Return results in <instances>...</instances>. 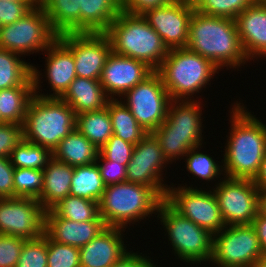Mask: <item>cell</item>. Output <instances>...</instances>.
Here are the masks:
<instances>
[{
    "instance_id": "1",
    "label": "cell",
    "mask_w": 266,
    "mask_h": 267,
    "mask_svg": "<svg viewBox=\"0 0 266 267\" xmlns=\"http://www.w3.org/2000/svg\"><path fill=\"white\" fill-rule=\"evenodd\" d=\"M80 7L111 40L112 51L146 63L156 71L169 49L143 16L117 8L110 0H81Z\"/></svg>"
},
{
    "instance_id": "2",
    "label": "cell",
    "mask_w": 266,
    "mask_h": 267,
    "mask_svg": "<svg viewBox=\"0 0 266 267\" xmlns=\"http://www.w3.org/2000/svg\"><path fill=\"white\" fill-rule=\"evenodd\" d=\"M81 0H42L24 17L0 27V48L19 55L44 52Z\"/></svg>"
},
{
    "instance_id": "3",
    "label": "cell",
    "mask_w": 266,
    "mask_h": 267,
    "mask_svg": "<svg viewBox=\"0 0 266 267\" xmlns=\"http://www.w3.org/2000/svg\"><path fill=\"white\" fill-rule=\"evenodd\" d=\"M231 107V129L221 151L224 176L254 180L266 153V124L238 101Z\"/></svg>"
},
{
    "instance_id": "4",
    "label": "cell",
    "mask_w": 266,
    "mask_h": 267,
    "mask_svg": "<svg viewBox=\"0 0 266 267\" xmlns=\"http://www.w3.org/2000/svg\"><path fill=\"white\" fill-rule=\"evenodd\" d=\"M186 48L209 59L219 70L238 68L249 60L244 53L236 22L194 10L189 22Z\"/></svg>"
},
{
    "instance_id": "5",
    "label": "cell",
    "mask_w": 266,
    "mask_h": 267,
    "mask_svg": "<svg viewBox=\"0 0 266 267\" xmlns=\"http://www.w3.org/2000/svg\"><path fill=\"white\" fill-rule=\"evenodd\" d=\"M58 39L73 53L77 77L100 80L111 40L81 7L62 25Z\"/></svg>"
},
{
    "instance_id": "6",
    "label": "cell",
    "mask_w": 266,
    "mask_h": 267,
    "mask_svg": "<svg viewBox=\"0 0 266 267\" xmlns=\"http://www.w3.org/2000/svg\"><path fill=\"white\" fill-rule=\"evenodd\" d=\"M164 200L154 188L143 184L132 182L111 184L106 186L98 202L99 215L107 227L126 229L128 224L130 227L139 220L150 218L152 214L157 215L159 206Z\"/></svg>"
},
{
    "instance_id": "7",
    "label": "cell",
    "mask_w": 266,
    "mask_h": 267,
    "mask_svg": "<svg viewBox=\"0 0 266 267\" xmlns=\"http://www.w3.org/2000/svg\"><path fill=\"white\" fill-rule=\"evenodd\" d=\"M194 98L172 100L165 121L152 132L171 164L176 159H184L192 148L203 143V106L200 100Z\"/></svg>"
},
{
    "instance_id": "8",
    "label": "cell",
    "mask_w": 266,
    "mask_h": 267,
    "mask_svg": "<svg viewBox=\"0 0 266 267\" xmlns=\"http://www.w3.org/2000/svg\"><path fill=\"white\" fill-rule=\"evenodd\" d=\"M76 129L74 110L60 98L33 95L22 125L23 139L51 152Z\"/></svg>"
},
{
    "instance_id": "9",
    "label": "cell",
    "mask_w": 266,
    "mask_h": 267,
    "mask_svg": "<svg viewBox=\"0 0 266 267\" xmlns=\"http://www.w3.org/2000/svg\"><path fill=\"white\" fill-rule=\"evenodd\" d=\"M218 71L209 59L188 48L169 49L156 70L172 100H192L193 95L206 88Z\"/></svg>"
},
{
    "instance_id": "10",
    "label": "cell",
    "mask_w": 266,
    "mask_h": 267,
    "mask_svg": "<svg viewBox=\"0 0 266 267\" xmlns=\"http://www.w3.org/2000/svg\"><path fill=\"white\" fill-rule=\"evenodd\" d=\"M157 218L167 231L165 236L168 234V242L178 259L193 265L210 264L213 234L181 216L165 200L159 206Z\"/></svg>"
},
{
    "instance_id": "11",
    "label": "cell",
    "mask_w": 266,
    "mask_h": 267,
    "mask_svg": "<svg viewBox=\"0 0 266 267\" xmlns=\"http://www.w3.org/2000/svg\"><path fill=\"white\" fill-rule=\"evenodd\" d=\"M262 257L260 242L251 224L225 226L213 235L211 265L253 267Z\"/></svg>"
},
{
    "instance_id": "12",
    "label": "cell",
    "mask_w": 266,
    "mask_h": 267,
    "mask_svg": "<svg viewBox=\"0 0 266 267\" xmlns=\"http://www.w3.org/2000/svg\"><path fill=\"white\" fill-rule=\"evenodd\" d=\"M171 185L168 187L165 201L181 216L207 229L213 235L226 226L213 190L206 191L201 187L199 190L198 187H192L193 185Z\"/></svg>"
},
{
    "instance_id": "13",
    "label": "cell",
    "mask_w": 266,
    "mask_h": 267,
    "mask_svg": "<svg viewBox=\"0 0 266 267\" xmlns=\"http://www.w3.org/2000/svg\"><path fill=\"white\" fill-rule=\"evenodd\" d=\"M123 96L120 98L125 99L122 102L148 133H152L165 121L172 101L156 71Z\"/></svg>"
},
{
    "instance_id": "14",
    "label": "cell",
    "mask_w": 266,
    "mask_h": 267,
    "mask_svg": "<svg viewBox=\"0 0 266 267\" xmlns=\"http://www.w3.org/2000/svg\"><path fill=\"white\" fill-rule=\"evenodd\" d=\"M224 178V179H223ZM211 189L226 226L251 224L258 214L259 189L253 179L223 177Z\"/></svg>"
},
{
    "instance_id": "15",
    "label": "cell",
    "mask_w": 266,
    "mask_h": 267,
    "mask_svg": "<svg viewBox=\"0 0 266 267\" xmlns=\"http://www.w3.org/2000/svg\"><path fill=\"white\" fill-rule=\"evenodd\" d=\"M46 209L30 197L0 198V234L34 240L45 233Z\"/></svg>"
},
{
    "instance_id": "16",
    "label": "cell",
    "mask_w": 266,
    "mask_h": 267,
    "mask_svg": "<svg viewBox=\"0 0 266 267\" xmlns=\"http://www.w3.org/2000/svg\"><path fill=\"white\" fill-rule=\"evenodd\" d=\"M168 164L170 163L163 155L159 141L149 133L134 146L132 158L127 165L126 182L154 188L165 199L170 185L164 182L163 169Z\"/></svg>"
},
{
    "instance_id": "17",
    "label": "cell",
    "mask_w": 266,
    "mask_h": 267,
    "mask_svg": "<svg viewBox=\"0 0 266 267\" xmlns=\"http://www.w3.org/2000/svg\"><path fill=\"white\" fill-rule=\"evenodd\" d=\"M194 10L191 0H176L147 11L142 16L160 35L168 49L186 48L189 22Z\"/></svg>"
},
{
    "instance_id": "18",
    "label": "cell",
    "mask_w": 266,
    "mask_h": 267,
    "mask_svg": "<svg viewBox=\"0 0 266 267\" xmlns=\"http://www.w3.org/2000/svg\"><path fill=\"white\" fill-rule=\"evenodd\" d=\"M44 52V55H47L44 75L53 93L47 92L46 95L40 93L39 89L42 87L40 81L43 76L41 74L43 73L32 65L34 94L43 98H60L77 77L73 53L58 38Z\"/></svg>"
},
{
    "instance_id": "19",
    "label": "cell",
    "mask_w": 266,
    "mask_h": 267,
    "mask_svg": "<svg viewBox=\"0 0 266 267\" xmlns=\"http://www.w3.org/2000/svg\"><path fill=\"white\" fill-rule=\"evenodd\" d=\"M153 72L146 63L112 51L107 57L99 81L110 99H119Z\"/></svg>"
},
{
    "instance_id": "20",
    "label": "cell",
    "mask_w": 266,
    "mask_h": 267,
    "mask_svg": "<svg viewBox=\"0 0 266 267\" xmlns=\"http://www.w3.org/2000/svg\"><path fill=\"white\" fill-rule=\"evenodd\" d=\"M239 38L249 62L266 59V1L256 0L235 18Z\"/></svg>"
},
{
    "instance_id": "21",
    "label": "cell",
    "mask_w": 266,
    "mask_h": 267,
    "mask_svg": "<svg viewBox=\"0 0 266 267\" xmlns=\"http://www.w3.org/2000/svg\"><path fill=\"white\" fill-rule=\"evenodd\" d=\"M106 227L104 220L76 222L59 217L52 209L45 212V233L53 241L77 248L88 244Z\"/></svg>"
},
{
    "instance_id": "22",
    "label": "cell",
    "mask_w": 266,
    "mask_h": 267,
    "mask_svg": "<svg viewBox=\"0 0 266 267\" xmlns=\"http://www.w3.org/2000/svg\"><path fill=\"white\" fill-rule=\"evenodd\" d=\"M120 227H106L97 237L79 248L81 267H111L126 252Z\"/></svg>"
},
{
    "instance_id": "23",
    "label": "cell",
    "mask_w": 266,
    "mask_h": 267,
    "mask_svg": "<svg viewBox=\"0 0 266 267\" xmlns=\"http://www.w3.org/2000/svg\"><path fill=\"white\" fill-rule=\"evenodd\" d=\"M60 99L66 102L76 115L101 110L110 100L99 80L83 77H76Z\"/></svg>"
},
{
    "instance_id": "24",
    "label": "cell",
    "mask_w": 266,
    "mask_h": 267,
    "mask_svg": "<svg viewBox=\"0 0 266 267\" xmlns=\"http://www.w3.org/2000/svg\"><path fill=\"white\" fill-rule=\"evenodd\" d=\"M73 172V166L55 160L53 157L49 160L43 169V188L37 199L46 210L70 195Z\"/></svg>"
},
{
    "instance_id": "25",
    "label": "cell",
    "mask_w": 266,
    "mask_h": 267,
    "mask_svg": "<svg viewBox=\"0 0 266 267\" xmlns=\"http://www.w3.org/2000/svg\"><path fill=\"white\" fill-rule=\"evenodd\" d=\"M99 152L94 144L75 129L60 141L53 150L52 157L75 167L95 163Z\"/></svg>"
},
{
    "instance_id": "26",
    "label": "cell",
    "mask_w": 266,
    "mask_h": 267,
    "mask_svg": "<svg viewBox=\"0 0 266 267\" xmlns=\"http://www.w3.org/2000/svg\"><path fill=\"white\" fill-rule=\"evenodd\" d=\"M34 85H20L0 90V122L23 125Z\"/></svg>"
},
{
    "instance_id": "27",
    "label": "cell",
    "mask_w": 266,
    "mask_h": 267,
    "mask_svg": "<svg viewBox=\"0 0 266 267\" xmlns=\"http://www.w3.org/2000/svg\"><path fill=\"white\" fill-rule=\"evenodd\" d=\"M108 113L112 123L113 135L136 145L148 133L135 119L129 108L118 99H110L107 103Z\"/></svg>"
},
{
    "instance_id": "28",
    "label": "cell",
    "mask_w": 266,
    "mask_h": 267,
    "mask_svg": "<svg viewBox=\"0 0 266 267\" xmlns=\"http://www.w3.org/2000/svg\"><path fill=\"white\" fill-rule=\"evenodd\" d=\"M76 129L100 150L113 135L107 107L76 115Z\"/></svg>"
},
{
    "instance_id": "29",
    "label": "cell",
    "mask_w": 266,
    "mask_h": 267,
    "mask_svg": "<svg viewBox=\"0 0 266 267\" xmlns=\"http://www.w3.org/2000/svg\"><path fill=\"white\" fill-rule=\"evenodd\" d=\"M21 55L0 48V90L20 85H34L32 64Z\"/></svg>"
},
{
    "instance_id": "30",
    "label": "cell",
    "mask_w": 266,
    "mask_h": 267,
    "mask_svg": "<svg viewBox=\"0 0 266 267\" xmlns=\"http://www.w3.org/2000/svg\"><path fill=\"white\" fill-rule=\"evenodd\" d=\"M105 188L96 162L74 167L70 195L99 202Z\"/></svg>"
},
{
    "instance_id": "31",
    "label": "cell",
    "mask_w": 266,
    "mask_h": 267,
    "mask_svg": "<svg viewBox=\"0 0 266 267\" xmlns=\"http://www.w3.org/2000/svg\"><path fill=\"white\" fill-rule=\"evenodd\" d=\"M59 217L71 221L103 220L99 215L97 201L88 200L72 195L61 199L51 208Z\"/></svg>"
},
{
    "instance_id": "32",
    "label": "cell",
    "mask_w": 266,
    "mask_h": 267,
    "mask_svg": "<svg viewBox=\"0 0 266 267\" xmlns=\"http://www.w3.org/2000/svg\"><path fill=\"white\" fill-rule=\"evenodd\" d=\"M51 158L52 152L49 149L27 142L24 139L10 155V161L14 168L39 170H43Z\"/></svg>"
},
{
    "instance_id": "33",
    "label": "cell",
    "mask_w": 266,
    "mask_h": 267,
    "mask_svg": "<svg viewBox=\"0 0 266 267\" xmlns=\"http://www.w3.org/2000/svg\"><path fill=\"white\" fill-rule=\"evenodd\" d=\"M201 146L202 145L192 148L184 156L186 171L193 174L196 178H200L206 182L216 181L221 175L224 176L223 165L218 164L217 160L215 161L212 156L200 152Z\"/></svg>"
},
{
    "instance_id": "34",
    "label": "cell",
    "mask_w": 266,
    "mask_h": 267,
    "mask_svg": "<svg viewBox=\"0 0 266 267\" xmlns=\"http://www.w3.org/2000/svg\"><path fill=\"white\" fill-rule=\"evenodd\" d=\"M256 0H192L196 11L216 17H224L235 20L247 7Z\"/></svg>"
},
{
    "instance_id": "35",
    "label": "cell",
    "mask_w": 266,
    "mask_h": 267,
    "mask_svg": "<svg viewBox=\"0 0 266 267\" xmlns=\"http://www.w3.org/2000/svg\"><path fill=\"white\" fill-rule=\"evenodd\" d=\"M15 197L38 199L43 188V170L15 168L13 173Z\"/></svg>"
},
{
    "instance_id": "36",
    "label": "cell",
    "mask_w": 266,
    "mask_h": 267,
    "mask_svg": "<svg viewBox=\"0 0 266 267\" xmlns=\"http://www.w3.org/2000/svg\"><path fill=\"white\" fill-rule=\"evenodd\" d=\"M47 267H81L79 248L53 241L47 235Z\"/></svg>"
},
{
    "instance_id": "37",
    "label": "cell",
    "mask_w": 266,
    "mask_h": 267,
    "mask_svg": "<svg viewBox=\"0 0 266 267\" xmlns=\"http://www.w3.org/2000/svg\"><path fill=\"white\" fill-rule=\"evenodd\" d=\"M16 267H47V234L27 240L21 250Z\"/></svg>"
},
{
    "instance_id": "38",
    "label": "cell",
    "mask_w": 266,
    "mask_h": 267,
    "mask_svg": "<svg viewBox=\"0 0 266 267\" xmlns=\"http://www.w3.org/2000/svg\"><path fill=\"white\" fill-rule=\"evenodd\" d=\"M134 144L122 140L116 135L111 138L100 149V153L109 161L116 162L127 167L132 158Z\"/></svg>"
},
{
    "instance_id": "39",
    "label": "cell",
    "mask_w": 266,
    "mask_h": 267,
    "mask_svg": "<svg viewBox=\"0 0 266 267\" xmlns=\"http://www.w3.org/2000/svg\"><path fill=\"white\" fill-rule=\"evenodd\" d=\"M26 241L22 237L0 234V267H16Z\"/></svg>"
},
{
    "instance_id": "40",
    "label": "cell",
    "mask_w": 266,
    "mask_h": 267,
    "mask_svg": "<svg viewBox=\"0 0 266 267\" xmlns=\"http://www.w3.org/2000/svg\"><path fill=\"white\" fill-rule=\"evenodd\" d=\"M40 2H17L0 0V27L13 24Z\"/></svg>"
},
{
    "instance_id": "41",
    "label": "cell",
    "mask_w": 266,
    "mask_h": 267,
    "mask_svg": "<svg viewBox=\"0 0 266 267\" xmlns=\"http://www.w3.org/2000/svg\"><path fill=\"white\" fill-rule=\"evenodd\" d=\"M22 140V125L0 123V157L10 158L11 152Z\"/></svg>"
},
{
    "instance_id": "42",
    "label": "cell",
    "mask_w": 266,
    "mask_h": 267,
    "mask_svg": "<svg viewBox=\"0 0 266 267\" xmlns=\"http://www.w3.org/2000/svg\"><path fill=\"white\" fill-rule=\"evenodd\" d=\"M96 164L106 186L126 182L127 167L107 160L100 152Z\"/></svg>"
},
{
    "instance_id": "43",
    "label": "cell",
    "mask_w": 266,
    "mask_h": 267,
    "mask_svg": "<svg viewBox=\"0 0 266 267\" xmlns=\"http://www.w3.org/2000/svg\"><path fill=\"white\" fill-rule=\"evenodd\" d=\"M117 8L134 16H142L147 11L163 7L176 0H110Z\"/></svg>"
},
{
    "instance_id": "44",
    "label": "cell",
    "mask_w": 266,
    "mask_h": 267,
    "mask_svg": "<svg viewBox=\"0 0 266 267\" xmlns=\"http://www.w3.org/2000/svg\"><path fill=\"white\" fill-rule=\"evenodd\" d=\"M14 170L10 158L0 157V198L15 197Z\"/></svg>"
},
{
    "instance_id": "45",
    "label": "cell",
    "mask_w": 266,
    "mask_h": 267,
    "mask_svg": "<svg viewBox=\"0 0 266 267\" xmlns=\"http://www.w3.org/2000/svg\"><path fill=\"white\" fill-rule=\"evenodd\" d=\"M141 254L128 251L111 267H156V263L154 264L153 260L149 259V256Z\"/></svg>"
},
{
    "instance_id": "46",
    "label": "cell",
    "mask_w": 266,
    "mask_h": 267,
    "mask_svg": "<svg viewBox=\"0 0 266 267\" xmlns=\"http://www.w3.org/2000/svg\"><path fill=\"white\" fill-rule=\"evenodd\" d=\"M251 225L257 233L262 255L264 257L266 256V217L261 216L258 213L257 216L253 219Z\"/></svg>"
},
{
    "instance_id": "47",
    "label": "cell",
    "mask_w": 266,
    "mask_h": 267,
    "mask_svg": "<svg viewBox=\"0 0 266 267\" xmlns=\"http://www.w3.org/2000/svg\"><path fill=\"white\" fill-rule=\"evenodd\" d=\"M259 191H266V153L263 158L260 171L254 179Z\"/></svg>"
},
{
    "instance_id": "48",
    "label": "cell",
    "mask_w": 266,
    "mask_h": 267,
    "mask_svg": "<svg viewBox=\"0 0 266 267\" xmlns=\"http://www.w3.org/2000/svg\"><path fill=\"white\" fill-rule=\"evenodd\" d=\"M258 213L266 217V191H260L259 193Z\"/></svg>"
},
{
    "instance_id": "49",
    "label": "cell",
    "mask_w": 266,
    "mask_h": 267,
    "mask_svg": "<svg viewBox=\"0 0 266 267\" xmlns=\"http://www.w3.org/2000/svg\"><path fill=\"white\" fill-rule=\"evenodd\" d=\"M253 267H266V256L262 257Z\"/></svg>"
},
{
    "instance_id": "50",
    "label": "cell",
    "mask_w": 266,
    "mask_h": 267,
    "mask_svg": "<svg viewBox=\"0 0 266 267\" xmlns=\"http://www.w3.org/2000/svg\"><path fill=\"white\" fill-rule=\"evenodd\" d=\"M8 1H17V2H41L42 0H8Z\"/></svg>"
}]
</instances>
